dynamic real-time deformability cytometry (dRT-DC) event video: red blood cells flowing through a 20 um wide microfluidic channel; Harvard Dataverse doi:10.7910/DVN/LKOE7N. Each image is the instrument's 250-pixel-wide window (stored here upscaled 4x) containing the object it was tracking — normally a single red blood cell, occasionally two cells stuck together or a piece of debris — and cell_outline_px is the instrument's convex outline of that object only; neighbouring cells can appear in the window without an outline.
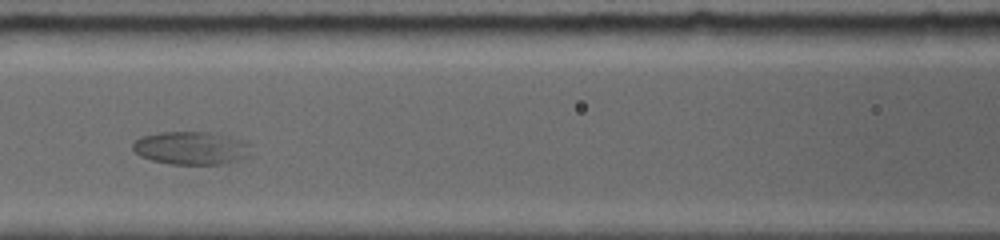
{"species": "common noctule bat (a hibernating species)", "species_latin": "Nyctalus noctula", "temperature_condition": "room temperature", "stored_images_in_passage": 15, "camera_frame_rate_fps": 5000, "um_per_image_px": 0.085, "animal": {"sex": "female", "body_mass_g": 19.0, "forearm_length_mm": 56.7}, "frame": {"image": 1, "passage_image": 5, "time_ms": 2.6, "image_size_px": [1000, 240], "cell_outline_px": [[252, 156], [224, 164], [172, 164], [152, 160], [140, 156], [132, 148], [132, 144], [140, 136], [160, 132], [212, 132], [228, 136], [252, 144]], "centroid_in_image_um": [16.3, 12.58], "position_along_channel_um": 150.3, "area_um2": 23.06}}
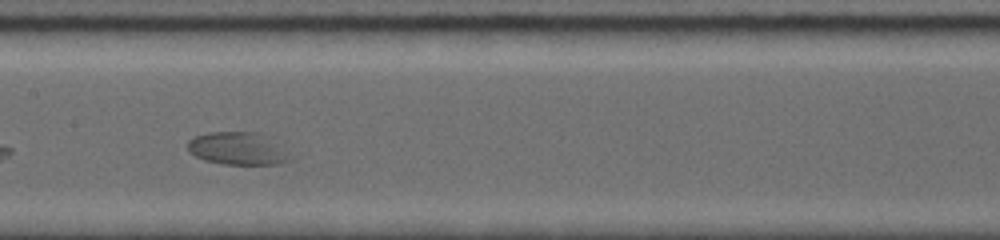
{"frame": {"image": 2, "passage_image": 7, "time_ms": 3.6, "image_size_px": [1000, 240], "cell_outline_px": [[300, 156], [292, 160], [280, 164], [224, 164], [204, 160], [188, 152], [188, 140], [192, 136], [208, 132], [264, 132], [272, 136]], "centroid_in_image_um": [20.41, 12.61], "position_along_channel_um": 187.0, "area_um2": 20.81}}